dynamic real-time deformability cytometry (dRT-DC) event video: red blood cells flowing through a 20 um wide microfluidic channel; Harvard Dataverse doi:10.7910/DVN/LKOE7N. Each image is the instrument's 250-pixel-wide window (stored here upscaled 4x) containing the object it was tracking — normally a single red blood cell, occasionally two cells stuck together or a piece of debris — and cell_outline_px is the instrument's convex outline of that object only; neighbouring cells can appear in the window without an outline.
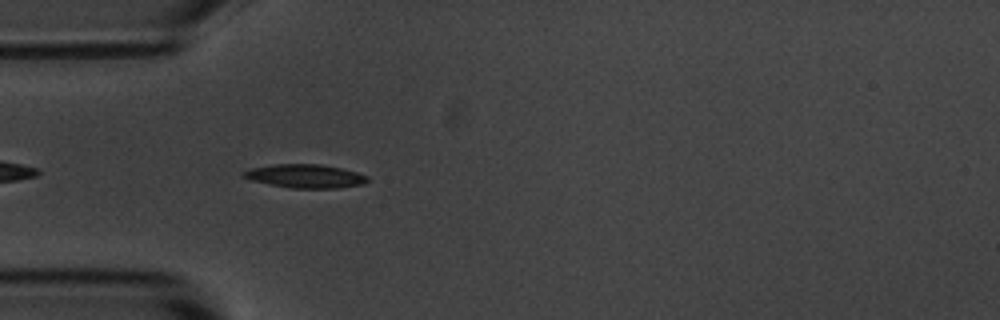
{"species": "common noctule bat (a hibernating species)", "species_latin": "Nyctalus noctula", "temperature_condition": "room temperature", "stored_images_in_passage": 1, "camera_frame_rate_fps": 3000, "um_per_image_px": 0.085, "animal": {"sex": "male", "body_mass_g": 20.1, "forearm_length_mm": 53.5}, "frame": {"image": 1, "passage_image": 1, "time_ms": 0.0, "image_size_px": [1000, 320], "cell_outline_px": [[368, 180], [364, 184], [336, 188], [292, 188], [268, 184], [252, 180], [240, 176], [240, 172], [252, 168], [272, 164], [320, 164], [340, 168], [356, 172], [368, 176]], "centroid_in_image_um": [25.91, 14.97], "position_along_channel_um": 59.1, "area_um2": 17.05}}